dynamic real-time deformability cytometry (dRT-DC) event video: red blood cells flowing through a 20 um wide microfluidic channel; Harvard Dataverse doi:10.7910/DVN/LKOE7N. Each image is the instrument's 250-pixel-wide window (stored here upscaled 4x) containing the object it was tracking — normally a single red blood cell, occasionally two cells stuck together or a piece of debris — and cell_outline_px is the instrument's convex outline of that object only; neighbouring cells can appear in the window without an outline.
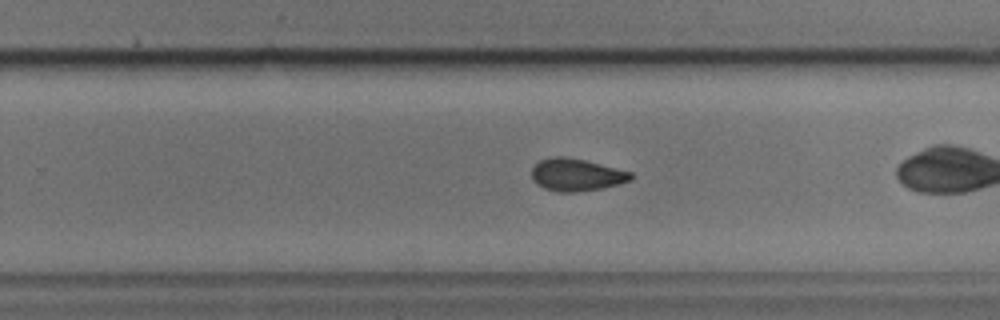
{"species": "common noctule bat (a hibernating species)", "species_latin": "Nyctalus noctula", "temperature_condition": "cold", "stored_images_in_passage": 52, "camera_frame_rate_fps": 3000, "um_per_image_px": 0.085, "animal": {"sex": "male", "body_mass_g": 17.9, "forearm_length_mm": 54.2}, "frame": {"image": 1, "passage_image": 31, "time_ms": 10.0, "image_size_px": [1000, 320], "cell_outline_px": [[632, 180], [620, 184], [600, 188], [576, 192], [556, 192], [544, 188], [536, 184], [532, 180], [532, 168], [540, 160], [552, 156], [564, 156], [584, 160], [632, 172]], "centroid_in_image_um": [48.97, 14.86], "position_along_channel_um": 280.8, "area_um2": 18.73}, "authors_computed_cell_mechanics": {"area_um2": 19.5364, "velocity_mm_per_s": 3.7612, "shape_relaxation_time_tau1_ms": 3.8165, "shape_relaxation_time_tau2_ms": 1.3744, "deformation_change_tau1": 0.1021, "deformation_change_tau2": 0.0602}}